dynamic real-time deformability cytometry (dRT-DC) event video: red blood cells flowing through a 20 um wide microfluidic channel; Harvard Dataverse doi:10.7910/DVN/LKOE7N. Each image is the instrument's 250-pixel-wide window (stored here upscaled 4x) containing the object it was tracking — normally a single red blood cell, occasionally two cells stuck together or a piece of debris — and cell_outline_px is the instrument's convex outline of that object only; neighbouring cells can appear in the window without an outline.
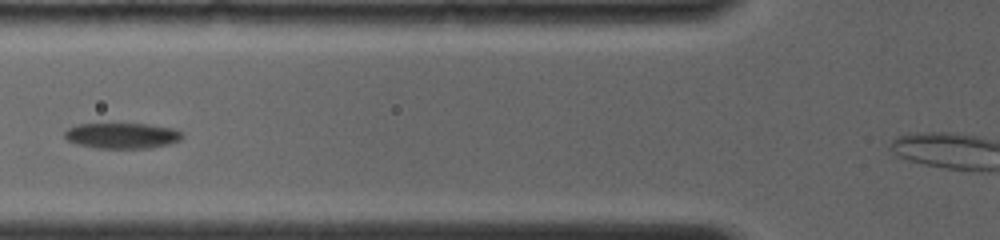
{"species": "common noctule bat (a hibernating species)", "species_latin": "Nyctalus noctula", "temperature_condition": "room temperature", "stored_images_in_passage": 6, "camera_frame_rate_fps": 4000, "um_per_image_px": 0.085, "animal": {"sex": "female", "body_mass_g": 19.0, "forearm_length_mm": 56.7}, "frame": {"image": 1, "passage_image": 5, "time_ms": 1.75, "image_size_px": [1000, 240], "cell_outline_px": [[184, 136], [180, 140], [168, 144], [148, 148], [100, 148], [76, 144], [68, 140], [64, 136], [64, 132], [68, 128], [76, 124], [148, 124], [172, 128], [184, 132]], "centroid_in_image_um": [10.39, 11.52], "position_along_channel_um": 115.4, "area_um2": 17.57}}